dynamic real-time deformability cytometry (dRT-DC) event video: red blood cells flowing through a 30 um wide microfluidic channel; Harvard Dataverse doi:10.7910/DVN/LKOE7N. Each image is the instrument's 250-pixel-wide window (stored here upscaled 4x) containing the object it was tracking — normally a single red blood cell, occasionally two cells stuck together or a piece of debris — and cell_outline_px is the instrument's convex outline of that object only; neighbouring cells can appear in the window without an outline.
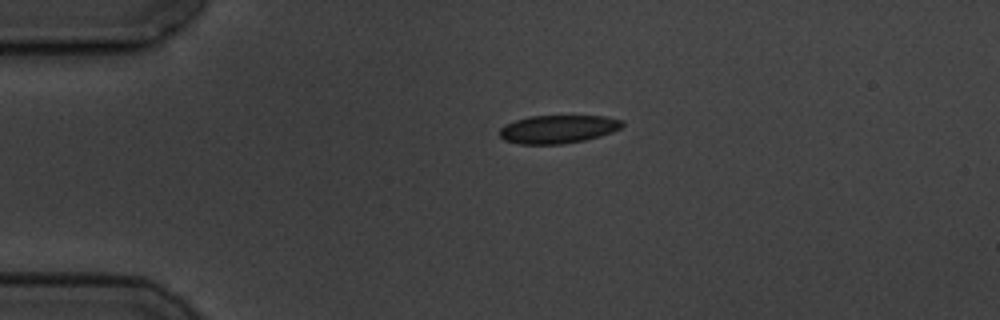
{"species": "common noctule bat (a hibernating species)", "species_latin": "Nyctalus noctula", "temperature_condition": "cold", "stored_images_in_passage": 2, "camera_frame_rate_fps": 3000, "um_per_image_px": 0.085, "animal": {"sex": "male", "body_mass_g": 19.5, "forearm_length_mm": 54.6}, "frame": {"image": 1, "passage_image": 1, "time_ms": 0.0, "image_size_px": [1000, 320], "cell_outline_px": [[624, 124], [620, 128], [612, 132], [600, 136], [584, 140], [564, 144], [520, 144], [504, 140], [500, 136], [500, 128], [516, 120], [528, 116], [604, 116], [624, 120]], "centroid_in_image_um": [47.46, 10.98], "position_along_channel_um": 37.5, "area_um2": 20.11}}